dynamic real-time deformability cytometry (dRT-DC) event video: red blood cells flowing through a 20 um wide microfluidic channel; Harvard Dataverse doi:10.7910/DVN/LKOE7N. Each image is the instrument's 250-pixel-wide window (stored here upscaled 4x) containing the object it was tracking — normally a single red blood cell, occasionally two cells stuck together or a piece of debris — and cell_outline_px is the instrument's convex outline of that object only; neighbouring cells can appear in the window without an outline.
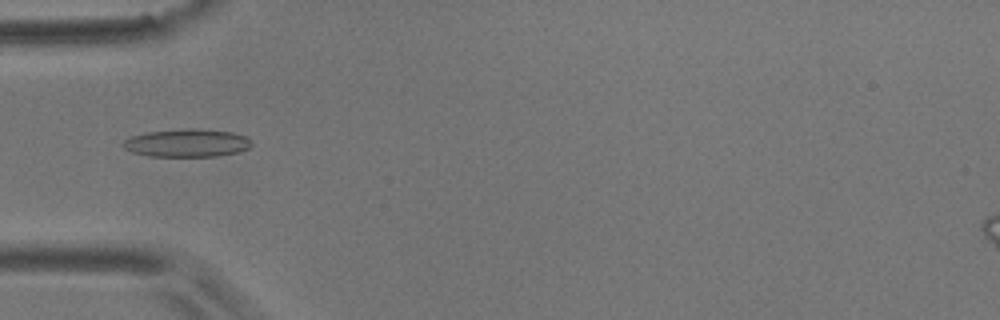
{"species": "common noctule bat (a hibernating species)", "species_latin": "Nyctalus noctula", "temperature_condition": "room temperature", "stored_images_in_passage": 10, "camera_frame_rate_fps": 3000, "um_per_image_px": 0.085, "animal": {"sex": "male", "body_mass_g": 17.9}, "frame": {"image": 1, "passage_image": 4, "time_ms": 1.0, "image_size_px": [1000, 320], "cell_outline_px": [[252, 144], [248, 148], [236, 152], [216, 156], [148, 156], [132, 152], [124, 148], [124, 140], [132, 136], [148, 132], [184, 128], [192, 128], [232, 132], [244, 136], [252, 140]], "centroid_in_image_um": [15.89, 12.15], "position_along_channel_um": 69.1, "area_um2": 20.75}}
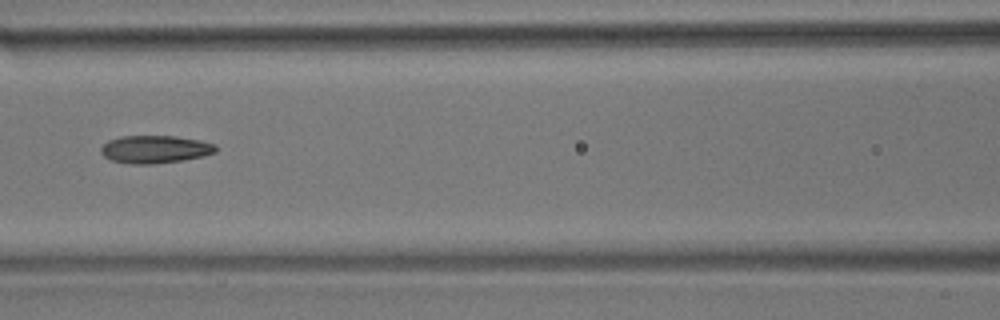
{"frame": {"image": 2, "passage_image": 6, "time_ms": 1.667, "image_size_px": [1000, 320], "cell_outline_px": [[216, 152], [204, 156], [180, 160], [152, 164], [132, 164], [112, 160], [104, 156], [100, 152], [100, 148], [108, 140], [120, 136], [176, 136], [200, 140], [212, 144], [216, 148]], "centroid_in_image_um": [13.14, 12.68], "position_along_channel_um": 153.5, "area_um2": 18.44}}
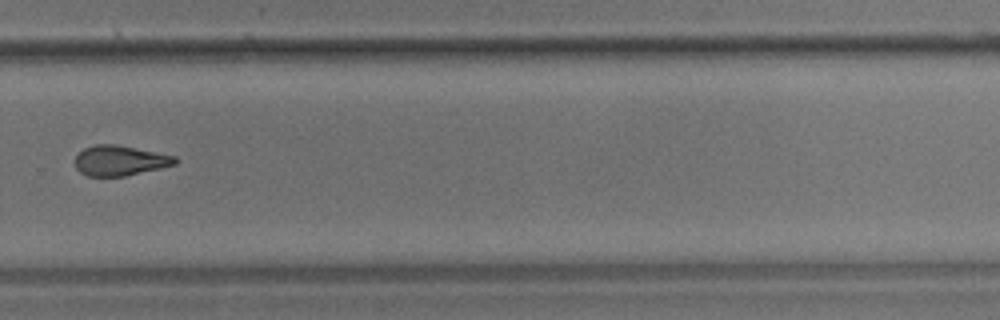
{"frame": {"image": 3, "passage_image": 10, "time_ms": 3.0, "image_size_px": [1000, 320], "cell_outline_px": [[180, 160], [176, 164], [160, 168], [124, 176], [88, 176], [80, 172], [76, 168], [76, 156], [84, 148], [96, 144], [116, 144], [176, 156]], "centroid_in_image_um": [10.21, 13.64], "position_along_channel_um": 319.6, "area_um2": 17.51}}